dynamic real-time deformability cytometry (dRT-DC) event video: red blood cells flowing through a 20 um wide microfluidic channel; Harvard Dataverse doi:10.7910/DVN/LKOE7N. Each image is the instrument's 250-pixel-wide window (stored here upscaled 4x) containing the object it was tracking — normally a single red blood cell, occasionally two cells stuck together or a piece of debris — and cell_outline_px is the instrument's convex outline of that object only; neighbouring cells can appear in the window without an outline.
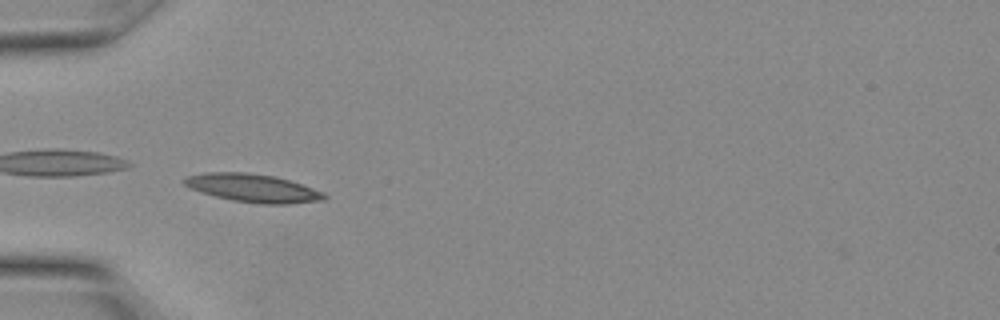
{"species": "Egyptian fruit bat (a non-hibernating species)", "species_latin": "Rousettus aegyptiacus", "temperature_condition": "warm", "stored_images_in_passage": 28, "camera_frame_rate_fps": 3000, "um_per_image_px": 0.085, "animal": {"sex": "female"}, "frame": {"image": 1, "passage_image": 9, "time_ms": 2.667, "image_size_px": [1000, 320], "cell_outline_px": [[328, 196], [324, 200], [288, 204], [260, 204], [232, 200], [200, 192], [188, 188], [184, 184], [184, 180], [188, 176], [204, 172], [244, 172], [276, 176], [324, 192]], "centroid_in_image_um": [21.49, 15.99], "position_along_channel_um": 63.5, "area_um2": 22.95}}
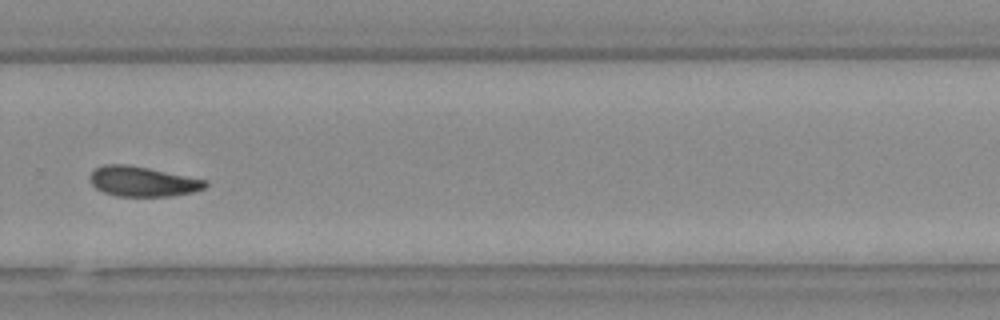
{"frame": {"image": 2, "passage_image": 20, "time_ms": 6.333, "image_size_px": [1000, 320], "cell_outline_px": [[208, 184], [204, 188], [192, 192], [168, 196], [116, 196], [104, 192], [96, 188], [88, 180], [88, 176], [96, 168], [104, 164], [128, 164], [208, 180]], "centroid_in_image_um": [12.1, 15.42], "position_along_channel_um": 317.7, "area_um2": 20.17}}
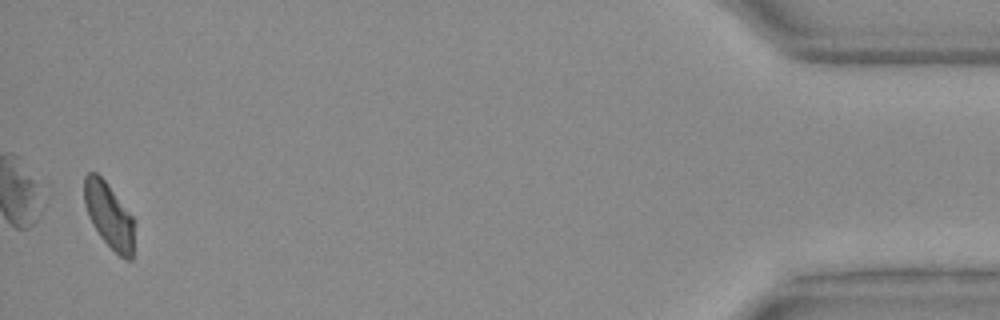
{"frame": {"image": 3, "passage_image": 28, "time_ms": 9.0, "image_size_px": [1000, 320], "cell_outline_px": [[132, 260], [124, 260], [100, 236], [92, 224], [88, 216], [84, 204], [84, 176], [88, 172], [96, 172], [108, 184], [132, 216]], "centroid_in_image_um": [9.22, 18.28], "position_along_channel_um": 426.0, "area_um2": 18.67}}